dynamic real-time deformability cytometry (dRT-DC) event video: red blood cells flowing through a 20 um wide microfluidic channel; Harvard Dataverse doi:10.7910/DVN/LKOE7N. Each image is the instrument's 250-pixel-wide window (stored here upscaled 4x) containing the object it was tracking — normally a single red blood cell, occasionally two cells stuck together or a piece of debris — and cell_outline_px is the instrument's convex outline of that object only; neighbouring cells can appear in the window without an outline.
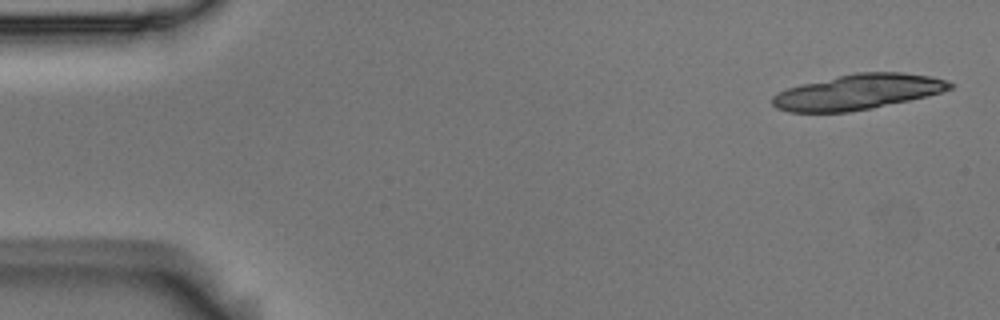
{"species": "Egyptian fruit bat (a non-hibernating species)", "species_latin": "Rousettus aegyptiacus", "temperature_condition": "room temperature", "stored_images_in_passage": 6, "camera_frame_rate_fps": 3000, "um_per_image_px": 0.085, "animal": {"sex": "male"}, "frame": {"image": 1, "passage_image": 1, "time_ms": 0.0, "image_size_px": [1000, 320], "cell_outline_px": [[956, 84], [952, 88], [940, 92], [908, 100], [872, 108], [848, 112], [788, 112], [776, 108], [772, 104], [772, 96], [776, 92], [788, 88], [804, 84], [856, 72], [904, 72], [932, 76], [948, 80]], "centroid_in_image_um": [72.93, 7.81], "position_along_channel_um": 12.1, "area_um2": 36.3}}